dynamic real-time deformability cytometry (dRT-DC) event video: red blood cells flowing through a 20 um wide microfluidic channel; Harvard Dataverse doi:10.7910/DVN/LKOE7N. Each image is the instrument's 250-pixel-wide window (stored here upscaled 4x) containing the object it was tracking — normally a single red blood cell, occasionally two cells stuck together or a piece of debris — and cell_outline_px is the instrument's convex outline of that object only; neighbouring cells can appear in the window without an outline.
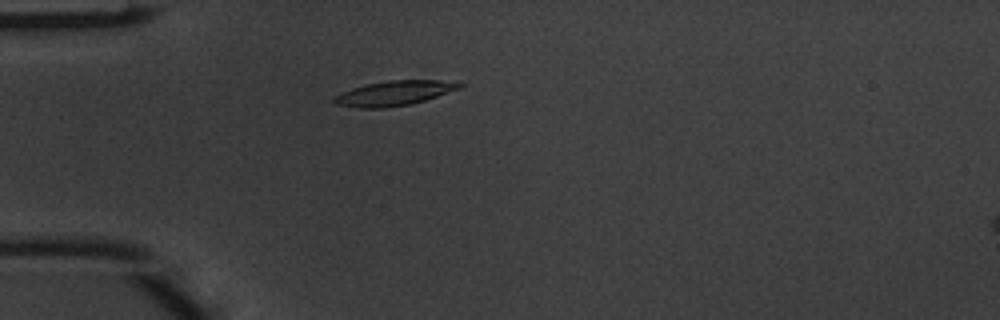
{"species": "common noctule bat (a hibernating species)", "species_latin": "Nyctalus noctula", "temperature_condition": "warm", "stored_images_in_passage": 1, "camera_frame_rate_fps": 3000, "um_per_image_px": 0.085, "animal": {"sex": "male", "body_mass_g": 20.1, "forearm_length_mm": 53.5}, "frame": {"image": 1, "passage_image": 1, "time_ms": 0.0, "image_size_px": [1000, 320], "cell_outline_px": [[464, 84], [460, 88], [412, 104], [384, 108], [356, 108], [336, 104], [332, 100], [332, 96], [352, 88], [364, 84], [388, 80], [436, 80]], "centroid_in_image_um": [33.41, 7.93], "position_along_channel_um": 51.6, "area_um2": 18.03}}